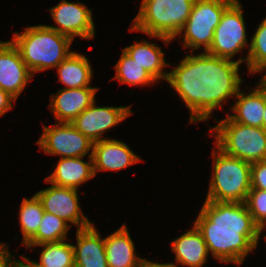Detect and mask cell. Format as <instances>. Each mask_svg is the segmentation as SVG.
Returning a JSON list of instances; mask_svg holds the SVG:
<instances>
[{
  "instance_id": "obj_35",
  "label": "cell",
  "mask_w": 266,
  "mask_h": 267,
  "mask_svg": "<svg viewBox=\"0 0 266 267\" xmlns=\"http://www.w3.org/2000/svg\"><path fill=\"white\" fill-rule=\"evenodd\" d=\"M260 82L266 87V73L261 77Z\"/></svg>"
},
{
  "instance_id": "obj_10",
  "label": "cell",
  "mask_w": 266,
  "mask_h": 267,
  "mask_svg": "<svg viewBox=\"0 0 266 267\" xmlns=\"http://www.w3.org/2000/svg\"><path fill=\"white\" fill-rule=\"evenodd\" d=\"M77 189L60 187L52 184L49 188L38 191L36 195L41 200L45 212H49L66 223L78 226L77 230L85 229L93 224L81 211Z\"/></svg>"
},
{
  "instance_id": "obj_4",
  "label": "cell",
  "mask_w": 266,
  "mask_h": 267,
  "mask_svg": "<svg viewBox=\"0 0 266 267\" xmlns=\"http://www.w3.org/2000/svg\"><path fill=\"white\" fill-rule=\"evenodd\" d=\"M195 0H142L130 31H140L165 44L179 36Z\"/></svg>"
},
{
  "instance_id": "obj_34",
  "label": "cell",
  "mask_w": 266,
  "mask_h": 267,
  "mask_svg": "<svg viewBox=\"0 0 266 267\" xmlns=\"http://www.w3.org/2000/svg\"><path fill=\"white\" fill-rule=\"evenodd\" d=\"M14 267H31L29 264L24 263L23 261H19Z\"/></svg>"
},
{
  "instance_id": "obj_8",
  "label": "cell",
  "mask_w": 266,
  "mask_h": 267,
  "mask_svg": "<svg viewBox=\"0 0 266 267\" xmlns=\"http://www.w3.org/2000/svg\"><path fill=\"white\" fill-rule=\"evenodd\" d=\"M245 28L242 6L235 0L222 14L207 53L231 60L248 44Z\"/></svg>"
},
{
  "instance_id": "obj_13",
  "label": "cell",
  "mask_w": 266,
  "mask_h": 267,
  "mask_svg": "<svg viewBox=\"0 0 266 267\" xmlns=\"http://www.w3.org/2000/svg\"><path fill=\"white\" fill-rule=\"evenodd\" d=\"M33 77L11 41L0 42V88L17 99Z\"/></svg>"
},
{
  "instance_id": "obj_21",
  "label": "cell",
  "mask_w": 266,
  "mask_h": 267,
  "mask_svg": "<svg viewBox=\"0 0 266 267\" xmlns=\"http://www.w3.org/2000/svg\"><path fill=\"white\" fill-rule=\"evenodd\" d=\"M135 62L141 65L156 81L165 79L167 81L169 72H163L164 67L169 64L165 62L163 51L155 43L146 41L123 49Z\"/></svg>"
},
{
  "instance_id": "obj_29",
  "label": "cell",
  "mask_w": 266,
  "mask_h": 267,
  "mask_svg": "<svg viewBox=\"0 0 266 267\" xmlns=\"http://www.w3.org/2000/svg\"><path fill=\"white\" fill-rule=\"evenodd\" d=\"M251 189L266 190V160L251 164Z\"/></svg>"
},
{
  "instance_id": "obj_19",
  "label": "cell",
  "mask_w": 266,
  "mask_h": 267,
  "mask_svg": "<svg viewBox=\"0 0 266 267\" xmlns=\"http://www.w3.org/2000/svg\"><path fill=\"white\" fill-rule=\"evenodd\" d=\"M176 263L189 267H202L207 261L208 249L201 232L193 225L192 229L171 242Z\"/></svg>"
},
{
  "instance_id": "obj_1",
  "label": "cell",
  "mask_w": 266,
  "mask_h": 267,
  "mask_svg": "<svg viewBox=\"0 0 266 267\" xmlns=\"http://www.w3.org/2000/svg\"><path fill=\"white\" fill-rule=\"evenodd\" d=\"M242 57L231 61L207 52L186 55L168 74V83L190 111V123L206 121L229 97H236L243 79L239 75Z\"/></svg>"
},
{
  "instance_id": "obj_27",
  "label": "cell",
  "mask_w": 266,
  "mask_h": 267,
  "mask_svg": "<svg viewBox=\"0 0 266 267\" xmlns=\"http://www.w3.org/2000/svg\"><path fill=\"white\" fill-rule=\"evenodd\" d=\"M248 49L246 57L248 71L255 74L266 70V18L255 31Z\"/></svg>"
},
{
  "instance_id": "obj_7",
  "label": "cell",
  "mask_w": 266,
  "mask_h": 267,
  "mask_svg": "<svg viewBox=\"0 0 266 267\" xmlns=\"http://www.w3.org/2000/svg\"><path fill=\"white\" fill-rule=\"evenodd\" d=\"M235 0H195L192 11L186 20L183 48L192 50L211 47L214 30L220 23L222 14Z\"/></svg>"
},
{
  "instance_id": "obj_12",
  "label": "cell",
  "mask_w": 266,
  "mask_h": 267,
  "mask_svg": "<svg viewBox=\"0 0 266 267\" xmlns=\"http://www.w3.org/2000/svg\"><path fill=\"white\" fill-rule=\"evenodd\" d=\"M130 106H96L95 101L79 114L71 124L91 141H101L103 133L130 116Z\"/></svg>"
},
{
  "instance_id": "obj_24",
  "label": "cell",
  "mask_w": 266,
  "mask_h": 267,
  "mask_svg": "<svg viewBox=\"0 0 266 267\" xmlns=\"http://www.w3.org/2000/svg\"><path fill=\"white\" fill-rule=\"evenodd\" d=\"M44 212L42 202L36 194L30 199L24 198L22 200L19 212V221L23 235V246H25L36 235Z\"/></svg>"
},
{
  "instance_id": "obj_5",
  "label": "cell",
  "mask_w": 266,
  "mask_h": 267,
  "mask_svg": "<svg viewBox=\"0 0 266 267\" xmlns=\"http://www.w3.org/2000/svg\"><path fill=\"white\" fill-rule=\"evenodd\" d=\"M212 155L213 173L206 200L245 203L251 189V164L225 154L218 147Z\"/></svg>"
},
{
  "instance_id": "obj_20",
  "label": "cell",
  "mask_w": 266,
  "mask_h": 267,
  "mask_svg": "<svg viewBox=\"0 0 266 267\" xmlns=\"http://www.w3.org/2000/svg\"><path fill=\"white\" fill-rule=\"evenodd\" d=\"M108 267H138L134 243L125 224L104 238Z\"/></svg>"
},
{
  "instance_id": "obj_32",
  "label": "cell",
  "mask_w": 266,
  "mask_h": 267,
  "mask_svg": "<svg viewBox=\"0 0 266 267\" xmlns=\"http://www.w3.org/2000/svg\"><path fill=\"white\" fill-rule=\"evenodd\" d=\"M138 267H178L177 265L173 263H157L153 261H149L147 259L141 258L139 266Z\"/></svg>"
},
{
  "instance_id": "obj_17",
  "label": "cell",
  "mask_w": 266,
  "mask_h": 267,
  "mask_svg": "<svg viewBox=\"0 0 266 267\" xmlns=\"http://www.w3.org/2000/svg\"><path fill=\"white\" fill-rule=\"evenodd\" d=\"M88 157V162L83 161V157L60 158L55 170L45 181L60 187L78 189L82 183L95 176L92 153Z\"/></svg>"
},
{
  "instance_id": "obj_30",
  "label": "cell",
  "mask_w": 266,
  "mask_h": 267,
  "mask_svg": "<svg viewBox=\"0 0 266 267\" xmlns=\"http://www.w3.org/2000/svg\"><path fill=\"white\" fill-rule=\"evenodd\" d=\"M8 245L0 243V267H14L20 260L13 259L8 251Z\"/></svg>"
},
{
  "instance_id": "obj_15",
  "label": "cell",
  "mask_w": 266,
  "mask_h": 267,
  "mask_svg": "<svg viewBox=\"0 0 266 267\" xmlns=\"http://www.w3.org/2000/svg\"><path fill=\"white\" fill-rule=\"evenodd\" d=\"M92 160L95 176L97 171H118L141 161L127 144L108 138L93 143Z\"/></svg>"
},
{
  "instance_id": "obj_25",
  "label": "cell",
  "mask_w": 266,
  "mask_h": 267,
  "mask_svg": "<svg viewBox=\"0 0 266 267\" xmlns=\"http://www.w3.org/2000/svg\"><path fill=\"white\" fill-rule=\"evenodd\" d=\"M69 228L70 226L63 219L58 218L49 212H44L36 235L25 245V247L31 248L33 245L41 243L64 241L67 238Z\"/></svg>"
},
{
  "instance_id": "obj_6",
  "label": "cell",
  "mask_w": 266,
  "mask_h": 267,
  "mask_svg": "<svg viewBox=\"0 0 266 267\" xmlns=\"http://www.w3.org/2000/svg\"><path fill=\"white\" fill-rule=\"evenodd\" d=\"M216 146L250 164L266 160V130L232 121L228 116L212 127Z\"/></svg>"
},
{
  "instance_id": "obj_3",
  "label": "cell",
  "mask_w": 266,
  "mask_h": 267,
  "mask_svg": "<svg viewBox=\"0 0 266 267\" xmlns=\"http://www.w3.org/2000/svg\"><path fill=\"white\" fill-rule=\"evenodd\" d=\"M72 39L48 25L28 26L23 33L14 32L11 42L34 75L35 72L56 68L72 51Z\"/></svg>"
},
{
  "instance_id": "obj_11",
  "label": "cell",
  "mask_w": 266,
  "mask_h": 267,
  "mask_svg": "<svg viewBox=\"0 0 266 267\" xmlns=\"http://www.w3.org/2000/svg\"><path fill=\"white\" fill-rule=\"evenodd\" d=\"M51 17L58 27L48 26L58 33L69 36L74 40L75 36L84 39L94 38L95 26L92 11L81 2H68L62 0L58 5L50 9Z\"/></svg>"
},
{
  "instance_id": "obj_16",
  "label": "cell",
  "mask_w": 266,
  "mask_h": 267,
  "mask_svg": "<svg viewBox=\"0 0 266 267\" xmlns=\"http://www.w3.org/2000/svg\"><path fill=\"white\" fill-rule=\"evenodd\" d=\"M76 239L75 267H108L105 242L95 226L77 230Z\"/></svg>"
},
{
  "instance_id": "obj_28",
  "label": "cell",
  "mask_w": 266,
  "mask_h": 267,
  "mask_svg": "<svg viewBox=\"0 0 266 267\" xmlns=\"http://www.w3.org/2000/svg\"><path fill=\"white\" fill-rule=\"evenodd\" d=\"M245 204L255 224L263 232L266 224V190L250 189Z\"/></svg>"
},
{
  "instance_id": "obj_22",
  "label": "cell",
  "mask_w": 266,
  "mask_h": 267,
  "mask_svg": "<svg viewBox=\"0 0 266 267\" xmlns=\"http://www.w3.org/2000/svg\"><path fill=\"white\" fill-rule=\"evenodd\" d=\"M56 68L65 88L90 87L92 68L85 55L72 52Z\"/></svg>"
},
{
  "instance_id": "obj_31",
  "label": "cell",
  "mask_w": 266,
  "mask_h": 267,
  "mask_svg": "<svg viewBox=\"0 0 266 267\" xmlns=\"http://www.w3.org/2000/svg\"><path fill=\"white\" fill-rule=\"evenodd\" d=\"M12 101L16 99L0 88V116L13 108Z\"/></svg>"
},
{
  "instance_id": "obj_9",
  "label": "cell",
  "mask_w": 266,
  "mask_h": 267,
  "mask_svg": "<svg viewBox=\"0 0 266 267\" xmlns=\"http://www.w3.org/2000/svg\"><path fill=\"white\" fill-rule=\"evenodd\" d=\"M93 141L78 131L71 123H55L44 126L37 144L44 153L61 158L84 157L93 150Z\"/></svg>"
},
{
  "instance_id": "obj_2",
  "label": "cell",
  "mask_w": 266,
  "mask_h": 267,
  "mask_svg": "<svg viewBox=\"0 0 266 267\" xmlns=\"http://www.w3.org/2000/svg\"><path fill=\"white\" fill-rule=\"evenodd\" d=\"M194 225L215 259L237 265L257 247L262 233L246 204L240 202L205 200Z\"/></svg>"
},
{
  "instance_id": "obj_26",
  "label": "cell",
  "mask_w": 266,
  "mask_h": 267,
  "mask_svg": "<svg viewBox=\"0 0 266 267\" xmlns=\"http://www.w3.org/2000/svg\"><path fill=\"white\" fill-rule=\"evenodd\" d=\"M117 79L129 85H150L157 82L141 65L135 62L124 50L115 64Z\"/></svg>"
},
{
  "instance_id": "obj_23",
  "label": "cell",
  "mask_w": 266,
  "mask_h": 267,
  "mask_svg": "<svg viewBox=\"0 0 266 267\" xmlns=\"http://www.w3.org/2000/svg\"><path fill=\"white\" fill-rule=\"evenodd\" d=\"M33 246H41L44 249L41 252L39 263L21 255L22 259L31 267H75L73 245L65 242V240Z\"/></svg>"
},
{
  "instance_id": "obj_33",
  "label": "cell",
  "mask_w": 266,
  "mask_h": 267,
  "mask_svg": "<svg viewBox=\"0 0 266 267\" xmlns=\"http://www.w3.org/2000/svg\"><path fill=\"white\" fill-rule=\"evenodd\" d=\"M262 127L266 130V87H265V108H264V114H263Z\"/></svg>"
},
{
  "instance_id": "obj_14",
  "label": "cell",
  "mask_w": 266,
  "mask_h": 267,
  "mask_svg": "<svg viewBox=\"0 0 266 267\" xmlns=\"http://www.w3.org/2000/svg\"><path fill=\"white\" fill-rule=\"evenodd\" d=\"M96 87L63 88L50 99V110L58 123H71L94 101Z\"/></svg>"
},
{
  "instance_id": "obj_18",
  "label": "cell",
  "mask_w": 266,
  "mask_h": 267,
  "mask_svg": "<svg viewBox=\"0 0 266 267\" xmlns=\"http://www.w3.org/2000/svg\"><path fill=\"white\" fill-rule=\"evenodd\" d=\"M237 101L231 108L235 114L228 117L237 123L248 126L262 127L265 108V86L259 82L256 89L245 94L239 91Z\"/></svg>"
}]
</instances>
